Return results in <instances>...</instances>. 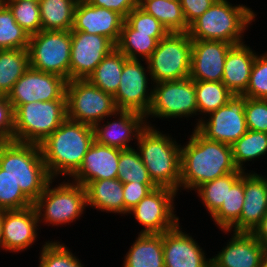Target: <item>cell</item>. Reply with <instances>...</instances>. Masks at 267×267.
I'll return each instance as SVG.
<instances>
[{
  "label": "cell",
  "instance_id": "cell-1",
  "mask_svg": "<svg viewBox=\"0 0 267 267\" xmlns=\"http://www.w3.org/2000/svg\"><path fill=\"white\" fill-rule=\"evenodd\" d=\"M187 138L181 144L180 193H192L202 184L238 170L230 145L209 140L196 128Z\"/></svg>",
  "mask_w": 267,
  "mask_h": 267
},
{
  "label": "cell",
  "instance_id": "cell-2",
  "mask_svg": "<svg viewBox=\"0 0 267 267\" xmlns=\"http://www.w3.org/2000/svg\"><path fill=\"white\" fill-rule=\"evenodd\" d=\"M95 141L93 126L68 118L39 144L45 166L52 179H69L81 166Z\"/></svg>",
  "mask_w": 267,
  "mask_h": 267
},
{
  "label": "cell",
  "instance_id": "cell-3",
  "mask_svg": "<svg viewBox=\"0 0 267 267\" xmlns=\"http://www.w3.org/2000/svg\"><path fill=\"white\" fill-rule=\"evenodd\" d=\"M171 133L147 125L139 134L135 148L153 183L179 193L181 144Z\"/></svg>",
  "mask_w": 267,
  "mask_h": 267
},
{
  "label": "cell",
  "instance_id": "cell-4",
  "mask_svg": "<svg viewBox=\"0 0 267 267\" xmlns=\"http://www.w3.org/2000/svg\"><path fill=\"white\" fill-rule=\"evenodd\" d=\"M257 14L245 4L216 0L188 29L192 40L222 41L232 45L245 42L244 35Z\"/></svg>",
  "mask_w": 267,
  "mask_h": 267
},
{
  "label": "cell",
  "instance_id": "cell-5",
  "mask_svg": "<svg viewBox=\"0 0 267 267\" xmlns=\"http://www.w3.org/2000/svg\"><path fill=\"white\" fill-rule=\"evenodd\" d=\"M0 168L19 185L34 203L52 180L45 166L40 146L13 140L0 142Z\"/></svg>",
  "mask_w": 267,
  "mask_h": 267
},
{
  "label": "cell",
  "instance_id": "cell-6",
  "mask_svg": "<svg viewBox=\"0 0 267 267\" xmlns=\"http://www.w3.org/2000/svg\"><path fill=\"white\" fill-rule=\"evenodd\" d=\"M52 179L44 192L33 203L39 221V227H61L80 220L86 213L87 198L85 187L70 179ZM67 180V181H66ZM54 182L57 184L54 185ZM53 184V185H52ZM42 223V224H41ZM61 225V226H60Z\"/></svg>",
  "mask_w": 267,
  "mask_h": 267
},
{
  "label": "cell",
  "instance_id": "cell-7",
  "mask_svg": "<svg viewBox=\"0 0 267 267\" xmlns=\"http://www.w3.org/2000/svg\"><path fill=\"white\" fill-rule=\"evenodd\" d=\"M13 114V141L39 145L66 120V100L22 104Z\"/></svg>",
  "mask_w": 267,
  "mask_h": 267
},
{
  "label": "cell",
  "instance_id": "cell-8",
  "mask_svg": "<svg viewBox=\"0 0 267 267\" xmlns=\"http://www.w3.org/2000/svg\"><path fill=\"white\" fill-rule=\"evenodd\" d=\"M191 117L195 118L196 124L193 125L196 128L198 126V109L195 81L188 77L154 84L151 104L145 115L147 125L155 127L156 124L152 123L156 118L165 121L166 119L168 121L169 119H181L180 121H182V119L191 120Z\"/></svg>",
  "mask_w": 267,
  "mask_h": 267
},
{
  "label": "cell",
  "instance_id": "cell-9",
  "mask_svg": "<svg viewBox=\"0 0 267 267\" xmlns=\"http://www.w3.org/2000/svg\"><path fill=\"white\" fill-rule=\"evenodd\" d=\"M191 53L192 39L188 32H169L147 59L153 84L188 78Z\"/></svg>",
  "mask_w": 267,
  "mask_h": 267
},
{
  "label": "cell",
  "instance_id": "cell-10",
  "mask_svg": "<svg viewBox=\"0 0 267 267\" xmlns=\"http://www.w3.org/2000/svg\"><path fill=\"white\" fill-rule=\"evenodd\" d=\"M66 108L68 119L91 126L118 110L113 95L94 86L87 79L67 81Z\"/></svg>",
  "mask_w": 267,
  "mask_h": 267
},
{
  "label": "cell",
  "instance_id": "cell-11",
  "mask_svg": "<svg viewBox=\"0 0 267 267\" xmlns=\"http://www.w3.org/2000/svg\"><path fill=\"white\" fill-rule=\"evenodd\" d=\"M28 52L31 68L69 81L71 31L41 30L30 36Z\"/></svg>",
  "mask_w": 267,
  "mask_h": 267
},
{
  "label": "cell",
  "instance_id": "cell-12",
  "mask_svg": "<svg viewBox=\"0 0 267 267\" xmlns=\"http://www.w3.org/2000/svg\"><path fill=\"white\" fill-rule=\"evenodd\" d=\"M178 195L172 189L157 187L130 210L127 216L132 215L143 226L137 234H162L173 229L180 222L179 216L175 214Z\"/></svg>",
  "mask_w": 267,
  "mask_h": 267
},
{
  "label": "cell",
  "instance_id": "cell-13",
  "mask_svg": "<svg viewBox=\"0 0 267 267\" xmlns=\"http://www.w3.org/2000/svg\"><path fill=\"white\" fill-rule=\"evenodd\" d=\"M153 86L147 60L127 58L118 90L113 95L116 108L145 116L151 104Z\"/></svg>",
  "mask_w": 267,
  "mask_h": 267
},
{
  "label": "cell",
  "instance_id": "cell-14",
  "mask_svg": "<svg viewBox=\"0 0 267 267\" xmlns=\"http://www.w3.org/2000/svg\"><path fill=\"white\" fill-rule=\"evenodd\" d=\"M245 96L233 95L227 104L201 120L196 129L207 139L234 144L247 132Z\"/></svg>",
  "mask_w": 267,
  "mask_h": 267
},
{
  "label": "cell",
  "instance_id": "cell-15",
  "mask_svg": "<svg viewBox=\"0 0 267 267\" xmlns=\"http://www.w3.org/2000/svg\"><path fill=\"white\" fill-rule=\"evenodd\" d=\"M67 80L63 77L31 67L16 81L7 98L13 111L22 104L66 100Z\"/></svg>",
  "mask_w": 267,
  "mask_h": 267
},
{
  "label": "cell",
  "instance_id": "cell-16",
  "mask_svg": "<svg viewBox=\"0 0 267 267\" xmlns=\"http://www.w3.org/2000/svg\"><path fill=\"white\" fill-rule=\"evenodd\" d=\"M116 45L107 37L71 31L69 81L87 79Z\"/></svg>",
  "mask_w": 267,
  "mask_h": 267
},
{
  "label": "cell",
  "instance_id": "cell-17",
  "mask_svg": "<svg viewBox=\"0 0 267 267\" xmlns=\"http://www.w3.org/2000/svg\"><path fill=\"white\" fill-rule=\"evenodd\" d=\"M146 126L147 123L143 114L117 110L93 126L94 139L101 145L120 150L130 149L134 148L131 145L132 141H134L133 144L137 143L140 132Z\"/></svg>",
  "mask_w": 267,
  "mask_h": 267
},
{
  "label": "cell",
  "instance_id": "cell-18",
  "mask_svg": "<svg viewBox=\"0 0 267 267\" xmlns=\"http://www.w3.org/2000/svg\"><path fill=\"white\" fill-rule=\"evenodd\" d=\"M2 250L22 253L38 241L39 221L34 205L19 210L2 211Z\"/></svg>",
  "mask_w": 267,
  "mask_h": 267
},
{
  "label": "cell",
  "instance_id": "cell-19",
  "mask_svg": "<svg viewBox=\"0 0 267 267\" xmlns=\"http://www.w3.org/2000/svg\"><path fill=\"white\" fill-rule=\"evenodd\" d=\"M178 223L163 233L164 267H212L211 257ZM181 225V226H180ZM183 229V230H182Z\"/></svg>",
  "mask_w": 267,
  "mask_h": 267
},
{
  "label": "cell",
  "instance_id": "cell-20",
  "mask_svg": "<svg viewBox=\"0 0 267 267\" xmlns=\"http://www.w3.org/2000/svg\"><path fill=\"white\" fill-rule=\"evenodd\" d=\"M222 232L232 234L225 247L211 257L212 267H262L267 251L252 233Z\"/></svg>",
  "mask_w": 267,
  "mask_h": 267
},
{
  "label": "cell",
  "instance_id": "cell-21",
  "mask_svg": "<svg viewBox=\"0 0 267 267\" xmlns=\"http://www.w3.org/2000/svg\"><path fill=\"white\" fill-rule=\"evenodd\" d=\"M124 22L125 18L111 9L96 7L85 0H78L71 31L105 36L116 45Z\"/></svg>",
  "mask_w": 267,
  "mask_h": 267
},
{
  "label": "cell",
  "instance_id": "cell-22",
  "mask_svg": "<svg viewBox=\"0 0 267 267\" xmlns=\"http://www.w3.org/2000/svg\"><path fill=\"white\" fill-rule=\"evenodd\" d=\"M233 45L222 41L192 40L190 78L222 82L225 59Z\"/></svg>",
  "mask_w": 267,
  "mask_h": 267
},
{
  "label": "cell",
  "instance_id": "cell-23",
  "mask_svg": "<svg viewBox=\"0 0 267 267\" xmlns=\"http://www.w3.org/2000/svg\"><path fill=\"white\" fill-rule=\"evenodd\" d=\"M256 172H244L242 212L230 232L252 233L267 213V176Z\"/></svg>",
  "mask_w": 267,
  "mask_h": 267
},
{
  "label": "cell",
  "instance_id": "cell-24",
  "mask_svg": "<svg viewBox=\"0 0 267 267\" xmlns=\"http://www.w3.org/2000/svg\"><path fill=\"white\" fill-rule=\"evenodd\" d=\"M120 149L98 144L89 147L80 168L69 178L85 186L88 182L117 178Z\"/></svg>",
  "mask_w": 267,
  "mask_h": 267
},
{
  "label": "cell",
  "instance_id": "cell-25",
  "mask_svg": "<svg viewBox=\"0 0 267 267\" xmlns=\"http://www.w3.org/2000/svg\"><path fill=\"white\" fill-rule=\"evenodd\" d=\"M257 54L246 42L233 45L229 49L225 59L222 83L234 95H242L246 91Z\"/></svg>",
  "mask_w": 267,
  "mask_h": 267
},
{
  "label": "cell",
  "instance_id": "cell-26",
  "mask_svg": "<svg viewBox=\"0 0 267 267\" xmlns=\"http://www.w3.org/2000/svg\"><path fill=\"white\" fill-rule=\"evenodd\" d=\"M87 206L93 210L124 216L123 183L117 178L88 182Z\"/></svg>",
  "mask_w": 267,
  "mask_h": 267
},
{
  "label": "cell",
  "instance_id": "cell-27",
  "mask_svg": "<svg viewBox=\"0 0 267 267\" xmlns=\"http://www.w3.org/2000/svg\"><path fill=\"white\" fill-rule=\"evenodd\" d=\"M129 247L122 267H164L163 233L138 234Z\"/></svg>",
  "mask_w": 267,
  "mask_h": 267
},
{
  "label": "cell",
  "instance_id": "cell-28",
  "mask_svg": "<svg viewBox=\"0 0 267 267\" xmlns=\"http://www.w3.org/2000/svg\"><path fill=\"white\" fill-rule=\"evenodd\" d=\"M78 0H39L42 30L71 31Z\"/></svg>",
  "mask_w": 267,
  "mask_h": 267
},
{
  "label": "cell",
  "instance_id": "cell-29",
  "mask_svg": "<svg viewBox=\"0 0 267 267\" xmlns=\"http://www.w3.org/2000/svg\"><path fill=\"white\" fill-rule=\"evenodd\" d=\"M127 57L117 48L113 49L97 65L87 80L104 92L114 95L120 84V77Z\"/></svg>",
  "mask_w": 267,
  "mask_h": 267
},
{
  "label": "cell",
  "instance_id": "cell-30",
  "mask_svg": "<svg viewBox=\"0 0 267 267\" xmlns=\"http://www.w3.org/2000/svg\"><path fill=\"white\" fill-rule=\"evenodd\" d=\"M138 6L161 22L168 32H188L180 1L139 0Z\"/></svg>",
  "mask_w": 267,
  "mask_h": 267
},
{
  "label": "cell",
  "instance_id": "cell-31",
  "mask_svg": "<svg viewBox=\"0 0 267 267\" xmlns=\"http://www.w3.org/2000/svg\"><path fill=\"white\" fill-rule=\"evenodd\" d=\"M29 67L28 49L0 50V96H8Z\"/></svg>",
  "mask_w": 267,
  "mask_h": 267
},
{
  "label": "cell",
  "instance_id": "cell-32",
  "mask_svg": "<svg viewBox=\"0 0 267 267\" xmlns=\"http://www.w3.org/2000/svg\"><path fill=\"white\" fill-rule=\"evenodd\" d=\"M231 147L236 167L244 172H253V170H248L245 166L250 165L249 161L254 164L257 159L260 160V158L266 157L267 133L247 130Z\"/></svg>",
  "mask_w": 267,
  "mask_h": 267
},
{
  "label": "cell",
  "instance_id": "cell-33",
  "mask_svg": "<svg viewBox=\"0 0 267 267\" xmlns=\"http://www.w3.org/2000/svg\"><path fill=\"white\" fill-rule=\"evenodd\" d=\"M195 93L198 125L211 112L227 104L234 95L222 82L214 81H195Z\"/></svg>",
  "mask_w": 267,
  "mask_h": 267
},
{
  "label": "cell",
  "instance_id": "cell-34",
  "mask_svg": "<svg viewBox=\"0 0 267 267\" xmlns=\"http://www.w3.org/2000/svg\"><path fill=\"white\" fill-rule=\"evenodd\" d=\"M158 42L152 33H138L125 21L116 48L129 59L147 60Z\"/></svg>",
  "mask_w": 267,
  "mask_h": 267
},
{
  "label": "cell",
  "instance_id": "cell-35",
  "mask_svg": "<svg viewBox=\"0 0 267 267\" xmlns=\"http://www.w3.org/2000/svg\"><path fill=\"white\" fill-rule=\"evenodd\" d=\"M243 173L244 171L238 169L235 172L208 181L195 190L198 200L201 201L200 203L209 216H212L220 208L224 199H226L228 188H231Z\"/></svg>",
  "mask_w": 267,
  "mask_h": 267
},
{
  "label": "cell",
  "instance_id": "cell-36",
  "mask_svg": "<svg viewBox=\"0 0 267 267\" xmlns=\"http://www.w3.org/2000/svg\"><path fill=\"white\" fill-rule=\"evenodd\" d=\"M244 202V173L228 188L220 208L210 217L219 230H229L239 219Z\"/></svg>",
  "mask_w": 267,
  "mask_h": 267
},
{
  "label": "cell",
  "instance_id": "cell-37",
  "mask_svg": "<svg viewBox=\"0 0 267 267\" xmlns=\"http://www.w3.org/2000/svg\"><path fill=\"white\" fill-rule=\"evenodd\" d=\"M70 247L58 240H45L40 252L37 267H84L82 260Z\"/></svg>",
  "mask_w": 267,
  "mask_h": 267
},
{
  "label": "cell",
  "instance_id": "cell-38",
  "mask_svg": "<svg viewBox=\"0 0 267 267\" xmlns=\"http://www.w3.org/2000/svg\"><path fill=\"white\" fill-rule=\"evenodd\" d=\"M29 39V34L15 21L8 6H4L0 10V50L28 49Z\"/></svg>",
  "mask_w": 267,
  "mask_h": 267
},
{
  "label": "cell",
  "instance_id": "cell-39",
  "mask_svg": "<svg viewBox=\"0 0 267 267\" xmlns=\"http://www.w3.org/2000/svg\"><path fill=\"white\" fill-rule=\"evenodd\" d=\"M117 179L122 183H153L135 146L120 150Z\"/></svg>",
  "mask_w": 267,
  "mask_h": 267
},
{
  "label": "cell",
  "instance_id": "cell-40",
  "mask_svg": "<svg viewBox=\"0 0 267 267\" xmlns=\"http://www.w3.org/2000/svg\"><path fill=\"white\" fill-rule=\"evenodd\" d=\"M6 5L29 36L42 30L39 0H6Z\"/></svg>",
  "mask_w": 267,
  "mask_h": 267
},
{
  "label": "cell",
  "instance_id": "cell-41",
  "mask_svg": "<svg viewBox=\"0 0 267 267\" xmlns=\"http://www.w3.org/2000/svg\"><path fill=\"white\" fill-rule=\"evenodd\" d=\"M32 205L19 185L0 168V211L19 210Z\"/></svg>",
  "mask_w": 267,
  "mask_h": 267
},
{
  "label": "cell",
  "instance_id": "cell-42",
  "mask_svg": "<svg viewBox=\"0 0 267 267\" xmlns=\"http://www.w3.org/2000/svg\"><path fill=\"white\" fill-rule=\"evenodd\" d=\"M242 96L267 99V51L256 55L248 87Z\"/></svg>",
  "mask_w": 267,
  "mask_h": 267
},
{
  "label": "cell",
  "instance_id": "cell-43",
  "mask_svg": "<svg viewBox=\"0 0 267 267\" xmlns=\"http://www.w3.org/2000/svg\"><path fill=\"white\" fill-rule=\"evenodd\" d=\"M125 21L138 33H152V37L160 41L169 32L154 16L146 13L139 6L134 8Z\"/></svg>",
  "mask_w": 267,
  "mask_h": 267
},
{
  "label": "cell",
  "instance_id": "cell-44",
  "mask_svg": "<svg viewBox=\"0 0 267 267\" xmlns=\"http://www.w3.org/2000/svg\"><path fill=\"white\" fill-rule=\"evenodd\" d=\"M247 130L267 133V99L245 97Z\"/></svg>",
  "mask_w": 267,
  "mask_h": 267
},
{
  "label": "cell",
  "instance_id": "cell-45",
  "mask_svg": "<svg viewBox=\"0 0 267 267\" xmlns=\"http://www.w3.org/2000/svg\"><path fill=\"white\" fill-rule=\"evenodd\" d=\"M155 188L154 183H123L124 216Z\"/></svg>",
  "mask_w": 267,
  "mask_h": 267
},
{
  "label": "cell",
  "instance_id": "cell-46",
  "mask_svg": "<svg viewBox=\"0 0 267 267\" xmlns=\"http://www.w3.org/2000/svg\"><path fill=\"white\" fill-rule=\"evenodd\" d=\"M14 114L7 96H0V142L13 140Z\"/></svg>",
  "mask_w": 267,
  "mask_h": 267
},
{
  "label": "cell",
  "instance_id": "cell-47",
  "mask_svg": "<svg viewBox=\"0 0 267 267\" xmlns=\"http://www.w3.org/2000/svg\"><path fill=\"white\" fill-rule=\"evenodd\" d=\"M216 0H180L185 20L190 25L201 16Z\"/></svg>",
  "mask_w": 267,
  "mask_h": 267
},
{
  "label": "cell",
  "instance_id": "cell-48",
  "mask_svg": "<svg viewBox=\"0 0 267 267\" xmlns=\"http://www.w3.org/2000/svg\"><path fill=\"white\" fill-rule=\"evenodd\" d=\"M96 7L111 9L122 15L124 18L138 6L139 0H85Z\"/></svg>",
  "mask_w": 267,
  "mask_h": 267
},
{
  "label": "cell",
  "instance_id": "cell-49",
  "mask_svg": "<svg viewBox=\"0 0 267 267\" xmlns=\"http://www.w3.org/2000/svg\"><path fill=\"white\" fill-rule=\"evenodd\" d=\"M252 234L267 251V213L262 217L261 223L254 229Z\"/></svg>",
  "mask_w": 267,
  "mask_h": 267
},
{
  "label": "cell",
  "instance_id": "cell-50",
  "mask_svg": "<svg viewBox=\"0 0 267 267\" xmlns=\"http://www.w3.org/2000/svg\"><path fill=\"white\" fill-rule=\"evenodd\" d=\"M2 236H3L2 211H0V250L1 251H2Z\"/></svg>",
  "mask_w": 267,
  "mask_h": 267
},
{
  "label": "cell",
  "instance_id": "cell-51",
  "mask_svg": "<svg viewBox=\"0 0 267 267\" xmlns=\"http://www.w3.org/2000/svg\"><path fill=\"white\" fill-rule=\"evenodd\" d=\"M6 6V0H0V10Z\"/></svg>",
  "mask_w": 267,
  "mask_h": 267
},
{
  "label": "cell",
  "instance_id": "cell-52",
  "mask_svg": "<svg viewBox=\"0 0 267 267\" xmlns=\"http://www.w3.org/2000/svg\"><path fill=\"white\" fill-rule=\"evenodd\" d=\"M262 267H267V255L265 256V258L262 262Z\"/></svg>",
  "mask_w": 267,
  "mask_h": 267
}]
</instances>
